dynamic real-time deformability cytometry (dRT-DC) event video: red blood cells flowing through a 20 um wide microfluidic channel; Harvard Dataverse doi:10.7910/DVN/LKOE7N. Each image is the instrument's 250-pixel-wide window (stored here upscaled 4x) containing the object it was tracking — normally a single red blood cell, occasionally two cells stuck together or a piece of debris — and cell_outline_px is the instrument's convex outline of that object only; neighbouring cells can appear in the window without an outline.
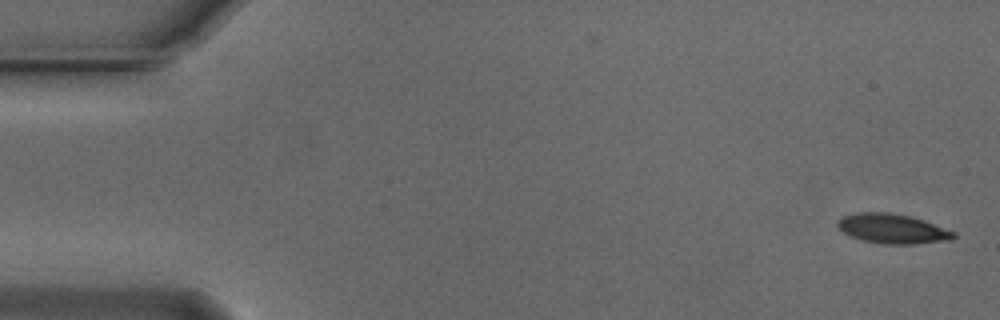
{"species": "Egyptian fruit bat (a non-hibernating species)", "species_latin": "Rousettus aegyptiacus", "temperature_condition": "cold", "stored_images_in_passage": 54, "camera_frame_rate_fps": 3000, "um_per_image_px": 0.085, "animal": {"sex": "male"}, "frame": {"image": 1, "passage_image": 1, "time_ms": 0.0, "image_size_px": [1000, 320], "cell_outline_px": [[956, 236], [952, 240], [916, 244], [880, 244], [864, 240], [852, 236], [844, 232], [836, 224], [836, 220], [840, 216], [860, 212], [892, 212], [924, 220], [956, 232]], "centroid_in_image_um": [75.87, 19.43], "position_along_channel_um": 9.1, "area_um2": 20.17}}
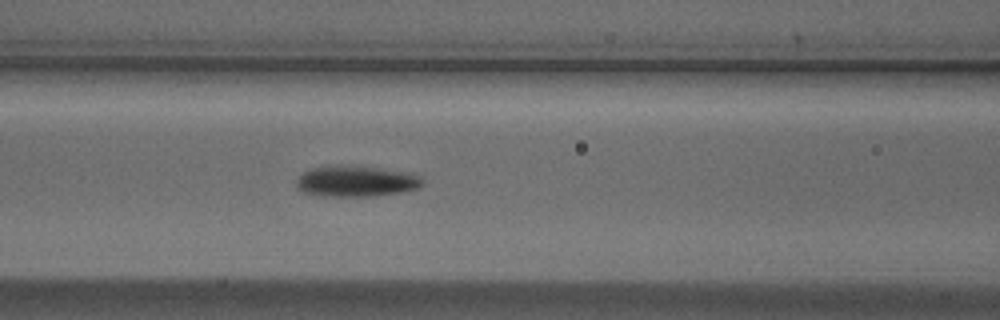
{"frame": {"image": 2, "passage_image": 22, "time_ms": 7.0, "image_size_px": [1000, 320], "cell_outline_px": [[424, 184], [420, 188], [400, 192], [372, 196], [320, 196], [304, 192], [296, 188], [296, 180], [304, 172], [312, 168], [376, 168], [408, 172], [420, 176], [424, 180]], "centroid_in_image_um": [30.32, 15.46], "position_along_channel_um": 136.3, "area_um2": 21.91}}
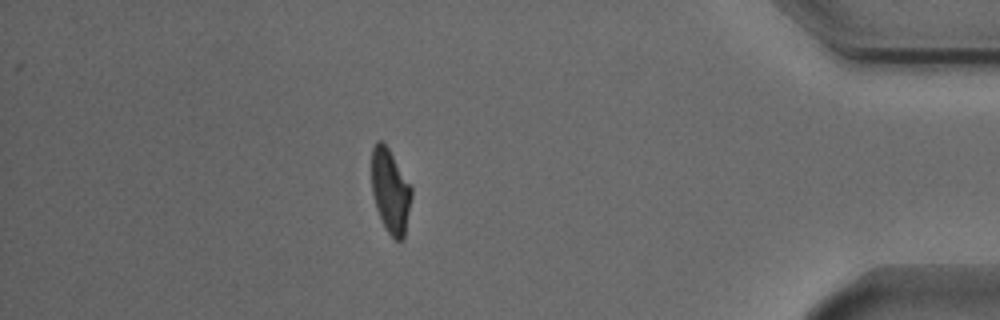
{"frame": {"image": 3, "passage_image": 47, "time_ms": 15.333, "image_size_px": [1000, 320], "cell_outline_px": [[412, 196], [404, 236], [400, 240], [396, 240], [388, 232], [376, 208], [372, 192], [372, 148], [376, 140], [380, 140], [388, 148], [412, 188]], "centroid_in_image_um": [33.17, 16.22], "position_along_channel_um": 402.0, "area_um2": 19.13}, "authors_computed_cell_mechanics": {"area_um2": 20.808, "velocity_mm_per_s": 3.7327, "shape_relaxation_time_tau1_ms": 4.6525, "shape_relaxation_time_tau2_ms": 5.6934, "deformation_change_tau1": 0.1808, "deformation_change_tau2": 0.1237}}